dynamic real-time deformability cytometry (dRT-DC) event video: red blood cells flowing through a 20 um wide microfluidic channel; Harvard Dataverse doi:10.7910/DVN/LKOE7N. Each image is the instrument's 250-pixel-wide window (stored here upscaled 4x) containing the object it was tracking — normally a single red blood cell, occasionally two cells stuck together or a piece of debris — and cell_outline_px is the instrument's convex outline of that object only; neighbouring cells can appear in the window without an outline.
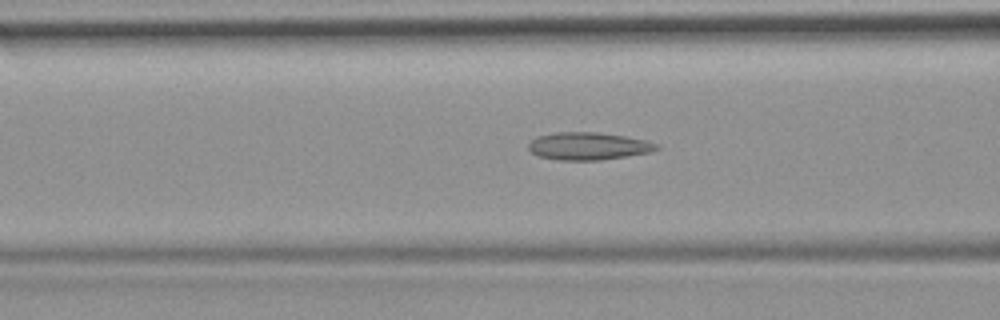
{"species": "common noctule bat (a hibernating species)", "species_latin": "Nyctalus noctula", "temperature_condition": "room temperature", "stored_images_in_passage": 53, "camera_frame_rate_fps": 3000, "um_per_image_px": 0.085, "animal": {"sex": "female", "body_mass_g": 19.9}, "frame": {"image": 1, "passage_image": 21, "time_ms": 6.667, "image_size_px": [1000, 320], "cell_outline_px": [[660, 148], [652, 152], [628, 156], [600, 160], [556, 160], [536, 156], [528, 148], [528, 144], [536, 136], [552, 132], [596, 132], [624, 136], [644, 140], [660, 144]], "centroid_in_image_um": [49.99, 12.42], "position_along_channel_um": 116.6, "area_um2": 20.81}}
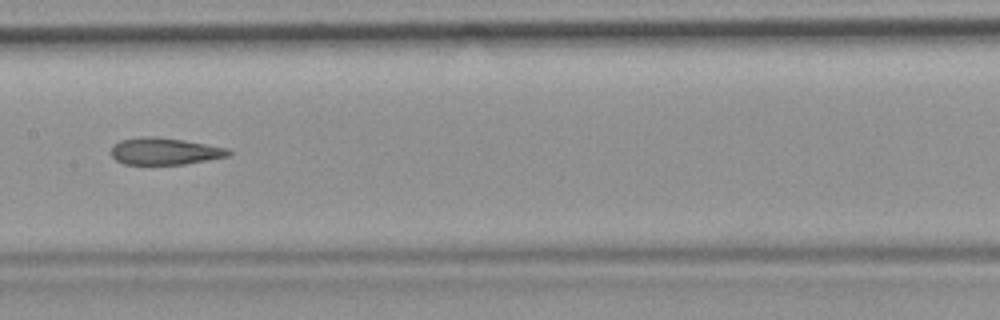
{"frame": {"image": 2, "passage_image": 27, "time_ms": 8.667, "image_size_px": [1000, 320], "cell_outline_px": [[232, 152], [228, 156], [184, 164], [124, 164], [116, 160], [112, 156], [112, 144], [120, 140], [140, 136], [156, 136], [184, 140], [228, 148]], "centroid_in_image_um": [13.97, 12.84], "position_along_channel_um": 193.4, "area_um2": 18.44}}
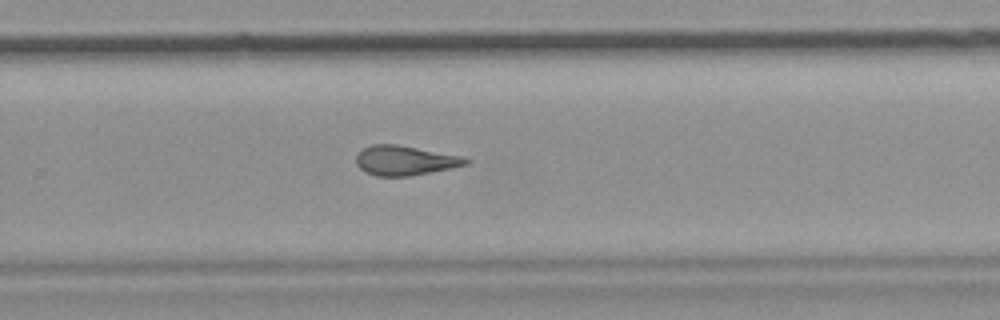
{"frame": {"image": 3, "passage_image": 35, "time_ms": 11.333, "image_size_px": [1000, 320], "cell_outline_px": [[472, 160], [468, 164], [452, 168], [408, 176], [376, 176], [364, 172], [356, 164], [356, 156], [364, 148], [372, 144], [396, 144], [464, 156]], "centroid_in_image_um": [34.45, 13.64], "position_along_channel_um": 295.4, "area_um2": 19.02}, "authors_computed_cell_mechanics": {"area_um2": 20.23, "velocity_mm_per_s": 3.8476, "shape_relaxation_time_tau1_ms": null, "shape_relaxation_time_tau2_ms": 2.6987, "deformation_change_tau1": null, "deformation_change_tau2": 0.119}}